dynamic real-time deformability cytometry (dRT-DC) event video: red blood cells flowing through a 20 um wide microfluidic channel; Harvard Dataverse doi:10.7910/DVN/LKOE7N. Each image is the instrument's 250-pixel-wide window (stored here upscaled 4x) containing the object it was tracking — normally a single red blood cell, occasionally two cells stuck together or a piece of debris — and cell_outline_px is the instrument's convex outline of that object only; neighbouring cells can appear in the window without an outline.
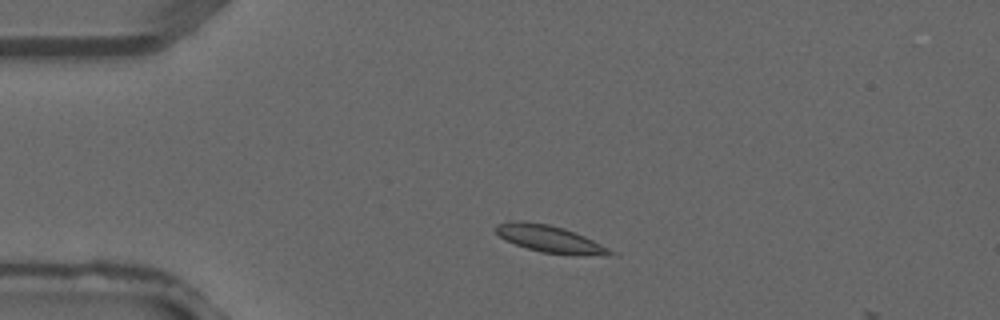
{"species": "common noctule bat (a hibernating species)", "species_latin": "Nyctalus noctula", "temperature_condition": "warm", "stored_images_in_passage": 3, "camera_frame_rate_fps": 3000, "um_per_image_px": 0.085, "animal": {"sex": "male", "forearm_length_mm": 52.5}, "frame": {"image": 1, "passage_image": 1, "time_ms": 0.0, "image_size_px": [1000, 320], "cell_outline_px": [[620, 256], [608, 256], [544, 252], [528, 248], [516, 244], [500, 236], [492, 228], [496, 224], [512, 220], [524, 220], [548, 224], [564, 228], [584, 236], [620, 252]], "centroid_in_image_um": [46.81, 20.3], "position_along_channel_um": 38.2, "area_um2": 18.15}}